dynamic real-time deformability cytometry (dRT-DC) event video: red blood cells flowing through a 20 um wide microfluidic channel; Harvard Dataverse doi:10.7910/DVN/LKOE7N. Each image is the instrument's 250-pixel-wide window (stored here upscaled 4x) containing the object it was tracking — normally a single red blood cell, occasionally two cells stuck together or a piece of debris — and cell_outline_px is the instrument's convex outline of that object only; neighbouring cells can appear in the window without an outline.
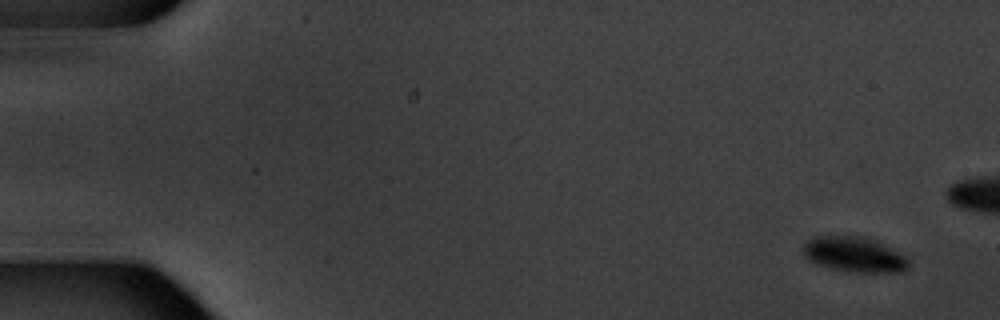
{"species": "common noctule bat (a hibernating species)", "species_latin": "Nyctalus noctula", "temperature_condition": "warm", "stored_images_in_passage": 5, "camera_frame_rate_fps": 3000, "um_per_image_px": 0.085, "animal": {"sex": "male", "body_mass_g": 20.1, "forearm_length_mm": 53.5}, "frame": {"image": 1, "passage_image": 1, "time_ms": 0.0, "image_size_px": [1000, 320], "cell_outline_px": [[908, 268], [904, 272], [856, 272], [832, 268], [808, 260], [804, 256], [804, 244], [812, 236], [864, 236], [876, 240], [892, 248], [904, 256], [908, 260]], "centroid_in_image_um": [72.63, 21.62], "position_along_channel_um": 12.4, "area_um2": 21.5}}